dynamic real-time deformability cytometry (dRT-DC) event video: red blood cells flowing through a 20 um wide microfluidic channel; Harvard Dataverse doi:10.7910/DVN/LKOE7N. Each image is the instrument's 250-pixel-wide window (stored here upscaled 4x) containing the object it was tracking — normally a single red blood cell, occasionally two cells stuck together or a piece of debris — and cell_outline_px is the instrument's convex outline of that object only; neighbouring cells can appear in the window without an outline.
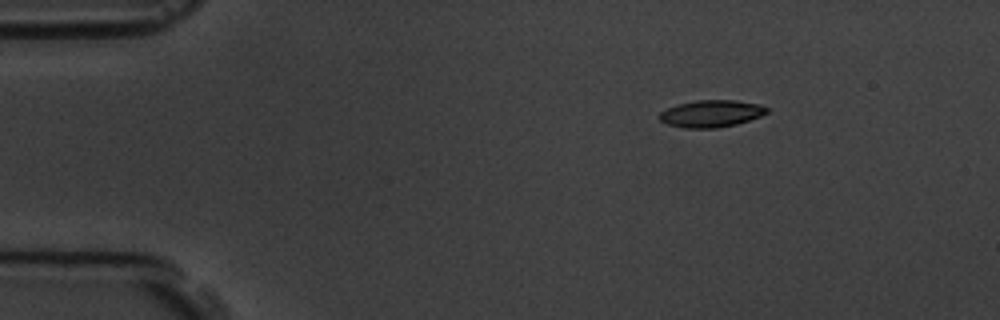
{"species": "common noctule bat (a hibernating species)", "species_latin": "Nyctalus noctula", "temperature_condition": "room temperature", "stored_images_in_passage": 5, "segment_of_instrument_passage": [2, 2], "camera_frame_rate_fps": 3000, "um_per_image_px": 0.085, "animal": {"sex": "male", "body_mass_g": 19.5, "forearm_length_mm": 54.6}, "frame": {"image": 1, "passage_image": 5, "time_ms": 5.333, "image_size_px": [1000, 320], "cell_outline_px": [[768, 112], [760, 116], [736, 124], [716, 128], [684, 128], [668, 124], [660, 120], [656, 116], [660, 112], [676, 104], [696, 100], [736, 100], [760, 104], [768, 108]], "centroid_in_image_um": [60.43, 9.65], "position_along_channel_um": 24.6, "area_um2": 16.99}}